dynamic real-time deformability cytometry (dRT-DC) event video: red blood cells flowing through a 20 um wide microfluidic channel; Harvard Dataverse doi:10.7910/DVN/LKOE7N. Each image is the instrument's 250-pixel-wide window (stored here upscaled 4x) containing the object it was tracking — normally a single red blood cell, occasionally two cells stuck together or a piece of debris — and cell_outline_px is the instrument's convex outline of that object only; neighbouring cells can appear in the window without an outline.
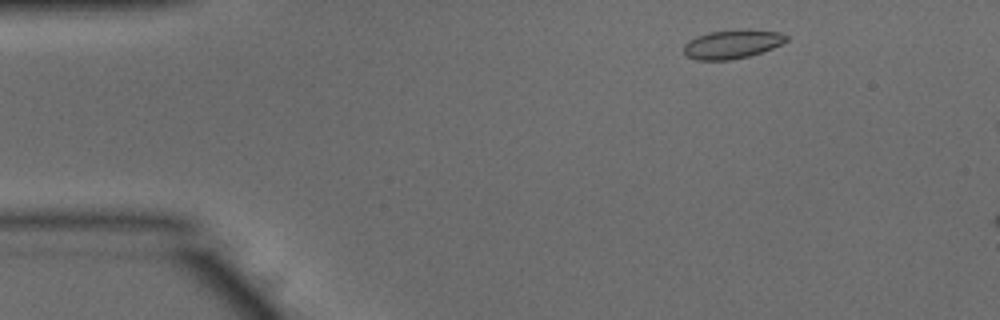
{"species": "common noctule bat (a hibernating species)", "species_latin": "Nyctalus noctula", "temperature_condition": "warm", "stored_images_in_passage": 8, "camera_frame_rate_fps": 3000, "um_per_image_px": 0.085, "animal": {"sex": "male", "body_mass_g": 15.6}, "frame": {"image": 1, "passage_image": 3, "time_ms": 0.667, "image_size_px": [1000, 320], "cell_outline_px": [[788, 40], [772, 48], [748, 56], [728, 60], [696, 60], [684, 56], [684, 44], [688, 40], [696, 36], [708, 32], [740, 28], [748, 28], [780, 32], [788, 36]], "centroid_in_image_um": [62.21, 3.73], "position_along_channel_um": 22.8, "area_um2": 17.57}}